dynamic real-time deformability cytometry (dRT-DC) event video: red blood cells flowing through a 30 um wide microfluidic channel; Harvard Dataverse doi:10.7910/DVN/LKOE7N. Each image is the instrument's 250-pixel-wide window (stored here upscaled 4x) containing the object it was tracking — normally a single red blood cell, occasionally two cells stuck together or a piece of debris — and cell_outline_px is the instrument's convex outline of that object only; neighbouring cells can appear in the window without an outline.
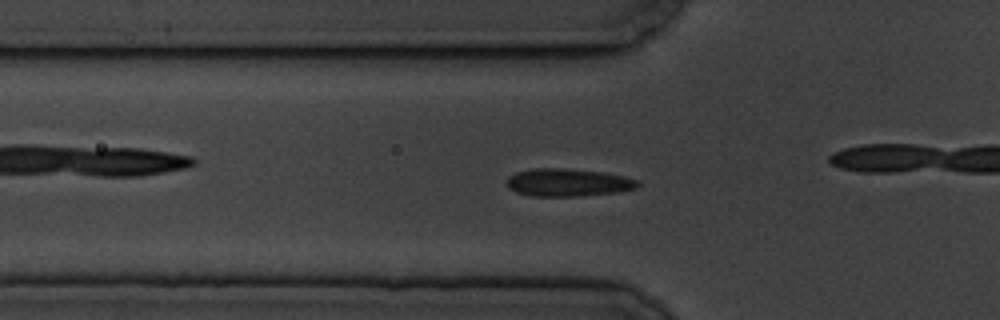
{"species": "common noctule bat (a hibernating species)", "species_latin": "Nyctalus noctula", "temperature_condition": "cold", "stored_images_in_passage": 63, "camera_frame_rate_fps": 3000, "um_per_image_px": 0.085, "animal": {"sex": "male", "body_mass_g": 19.5, "forearm_length_mm": 54.6}, "frame": {"image": 1, "passage_image": 19, "time_ms": 6.0, "image_size_px": [1000, 320], "cell_outline_px": [[640, 184], [636, 188], [620, 192], [580, 196], [532, 196], [516, 192], [508, 188], [508, 176], [516, 172], [532, 168], [564, 168], [604, 172], [624, 176], [640, 180]], "centroid_in_image_um": [48.31, 15.51], "position_along_channel_um": 77.5, "area_um2": 21.39}, "authors_computed_cell_mechanics": {"area_um2": 20.0566, "velocity_mm_per_s": 3.4944, "shape_relaxation_time_tau1_ms": 4.4897, "shape_relaxation_time_tau2_ms": 2.5309, "deformation_change_tau1": 0.0949, "deformation_change_tau2": 0.0527}}